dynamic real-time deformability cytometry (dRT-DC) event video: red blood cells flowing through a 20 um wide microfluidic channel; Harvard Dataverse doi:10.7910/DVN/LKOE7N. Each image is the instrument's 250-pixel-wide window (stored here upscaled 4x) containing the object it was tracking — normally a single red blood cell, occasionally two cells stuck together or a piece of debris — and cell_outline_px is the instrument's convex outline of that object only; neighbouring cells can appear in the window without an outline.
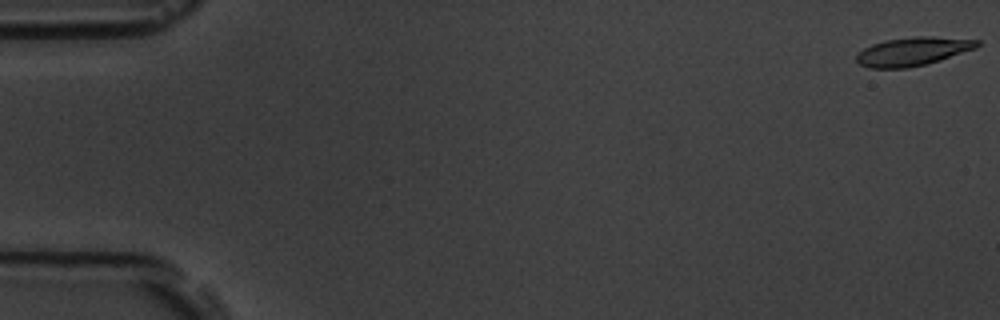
{"species": "common noctule bat (a hibernating species)", "species_latin": "Nyctalus noctula", "temperature_condition": "room temperature", "stored_images_in_passage": 6, "camera_frame_rate_fps": 3000, "um_per_image_px": 0.085, "animal": {"sex": "male", "body_mass_g": 19.5, "forearm_length_mm": 54.6}, "frame": {"image": 1, "passage_image": 1, "time_ms": 0.0, "image_size_px": [1000, 320], "cell_outline_px": [[980, 44], [976, 48], [940, 60], [908, 68], [868, 68], [860, 64], [856, 60], [856, 56], [864, 48], [872, 44], [884, 40], [916, 36], [932, 36], [980, 40]], "centroid_in_image_um": [77.59, 4.36], "position_along_channel_um": 7.4, "area_um2": 20.0}}
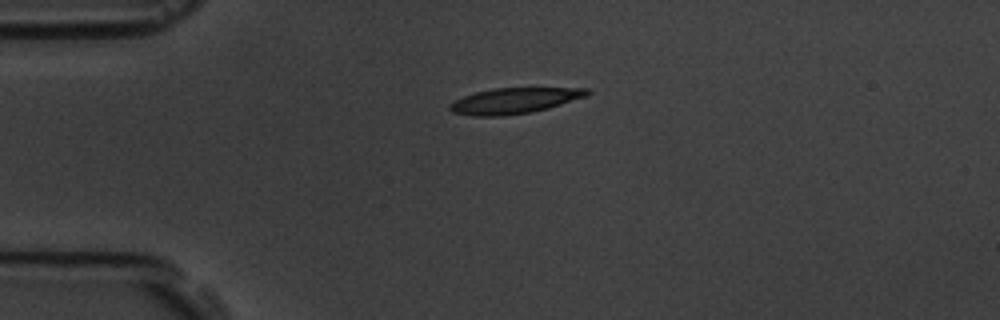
{"frame": {"image": 2, "passage_image": 5, "time_ms": 4.333, "image_size_px": [1000, 320], "cell_outline_px": [[592, 92], [588, 96], [548, 108], [532, 112], [500, 116], [472, 116], [452, 112], [448, 108], [448, 104], [464, 96], [476, 92], [492, 88], [588, 88]], "centroid_in_image_um": [43.73, 8.56], "position_along_channel_um": 41.3, "area_um2": 20.63}}